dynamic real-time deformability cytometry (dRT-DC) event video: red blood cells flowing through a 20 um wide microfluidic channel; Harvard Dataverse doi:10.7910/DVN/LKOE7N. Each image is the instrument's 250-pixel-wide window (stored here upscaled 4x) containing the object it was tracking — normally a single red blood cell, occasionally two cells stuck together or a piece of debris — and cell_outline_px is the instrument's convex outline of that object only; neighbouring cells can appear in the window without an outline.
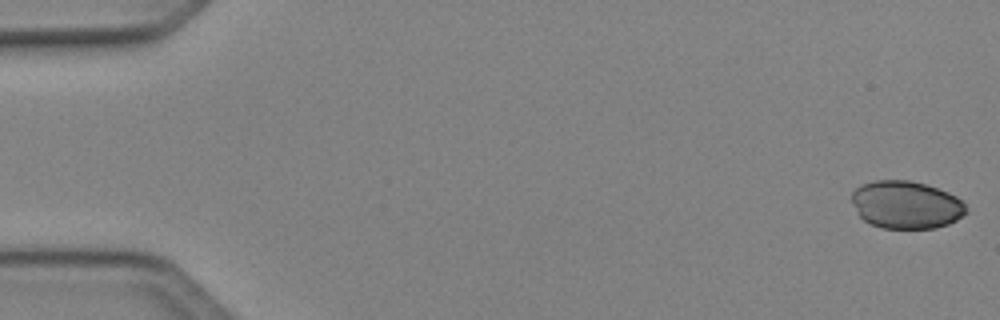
{"species": "Egyptian fruit bat (a non-hibernating species)", "species_latin": "Rousettus aegyptiacus", "temperature_condition": "cold", "stored_images_in_passage": 49, "camera_frame_rate_fps": 3000, "um_per_image_px": 0.085, "animal": {"sex": "female"}, "frame": {"image": 1, "passage_image": 1, "time_ms": 0.0, "image_size_px": [1000, 320], "cell_outline_px": [[968, 212], [956, 220], [948, 224], [936, 228], [884, 228], [872, 224], [864, 220], [860, 216], [852, 200], [852, 192], [856, 188], [864, 184], [876, 180], [908, 180], [924, 184], [948, 192], [956, 196], [964, 204]], "centroid_in_image_um": [77.04, 17.41], "position_along_channel_um": 8.0, "area_um2": 31.5}}
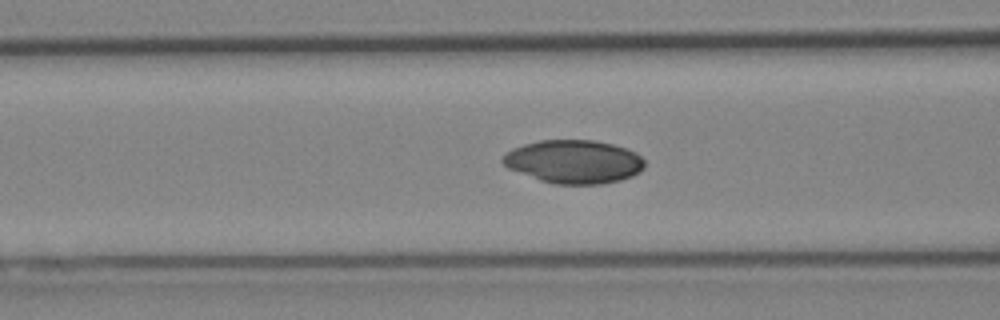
{"frame": {"image": 2, "passage_image": 20, "time_ms": 6.333, "image_size_px": [1000, 320], "cell_outline_px": [[644, 168], [640, 172], [632, 176], [620, 180], [600, 184], [552, 184], [540, 180], [508, 168], [500, 160], [512, 148], [524, 144], [540, 140], [596, 140], [628, 148], [636, 152], [644, 160]], "centroid_in_image_um": [48.8, 13.74], "position_along_channel_um": 117.8, "area_um2": 35.95}}
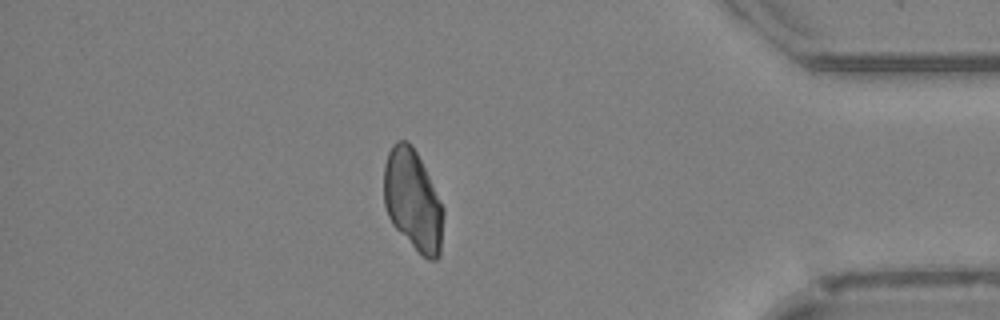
{"frame": {"image": 3, "passage_image": 43, "time_ms": 14.0, "image_size_px": [1000, 320], "cell_outline_px": [[444, 216], [440, 256], [436, 260], [428, 260], [392, 224], [388, 216], [384, 204], [384, 164], [388, 152], [392, 144], [396, 140], [404, 140], [412, 144], [444, 208]], "centroid_in_image_um": [35.09, 17.01], "position_along_channel_um": 400.1, "area_um2": 34.74}}